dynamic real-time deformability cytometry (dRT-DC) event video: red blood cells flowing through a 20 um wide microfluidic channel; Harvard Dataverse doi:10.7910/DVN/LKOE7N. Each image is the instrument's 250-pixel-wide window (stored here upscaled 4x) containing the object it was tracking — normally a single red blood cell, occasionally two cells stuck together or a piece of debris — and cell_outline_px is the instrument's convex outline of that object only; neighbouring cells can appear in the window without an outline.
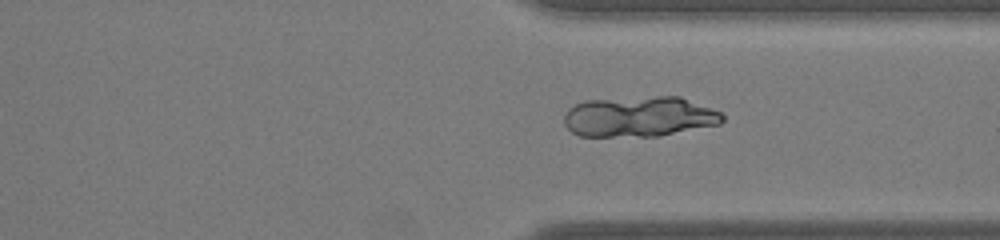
{"species": "common noctule bat (a hibernating species)", "species_latin": "Nyctalus noctula", "temperature_condition": "warm", "stored_images_in_passage": 26, "segment_of_instrument_passage": [2, 2], "camera_frame_rate_fps": 3000, "um_per_image_px": 0.085, "animal": {"sex": "male", "body_mass_g": 19.0, "forearm_length_mm": 50.8}, "frame": {"image": 1, "passage_image": 26, "time_ms": 8.333, "image_size_px": [1000, 240], "cell_outline_px": [[724, 120], [720, 124], [660, 136], [580, 136], [572, 132], [564, 124], [564, 116], [568, 108], [584, 100], [656, 96], [680, 96], [724, 112]], "centroid_in_image_um": [54.37, 9.91], "position_along_channel_um": 357.0, "area_um2": 37.69}}